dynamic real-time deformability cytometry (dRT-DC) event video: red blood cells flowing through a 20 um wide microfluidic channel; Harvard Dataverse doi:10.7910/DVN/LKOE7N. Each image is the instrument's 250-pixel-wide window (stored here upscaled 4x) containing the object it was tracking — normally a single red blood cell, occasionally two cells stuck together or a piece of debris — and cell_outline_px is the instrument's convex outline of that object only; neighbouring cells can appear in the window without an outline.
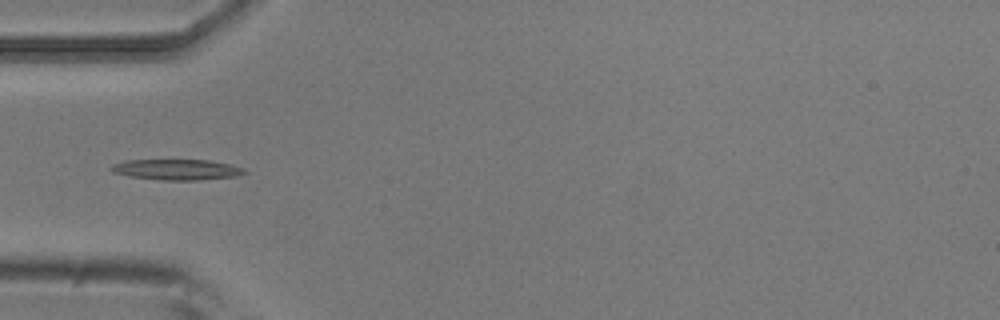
{"species": "common noctule bat (a hibernating species)", "species_latin": "Nyctalus noctula", "temperature_condition": "room temperature", "stored_images_in_passage": 5, "camera_frame_rate_fps": 3000, "um_per_image_px": 0.085, "animal": {"sex": "male", "body_mass_g": 20.5, "forearm_length_mm": 52.5}, "frame": {"image": 1, "passage_image": 5, "time_ms": 1.333, "image_size_px": [1000, 320], "cell_outline_px": [[248, 172], [236, 176], [200, 180], [160, 180], [128, 176], [112, 172], [108, 168], [112, 164], [124, 160], [208, 160], [228, 164], [244, 168]], "centroid_in_image_um": [14.98, 14.41], "position_along_channel_um": 70.0, "area_um2": 16.13}}